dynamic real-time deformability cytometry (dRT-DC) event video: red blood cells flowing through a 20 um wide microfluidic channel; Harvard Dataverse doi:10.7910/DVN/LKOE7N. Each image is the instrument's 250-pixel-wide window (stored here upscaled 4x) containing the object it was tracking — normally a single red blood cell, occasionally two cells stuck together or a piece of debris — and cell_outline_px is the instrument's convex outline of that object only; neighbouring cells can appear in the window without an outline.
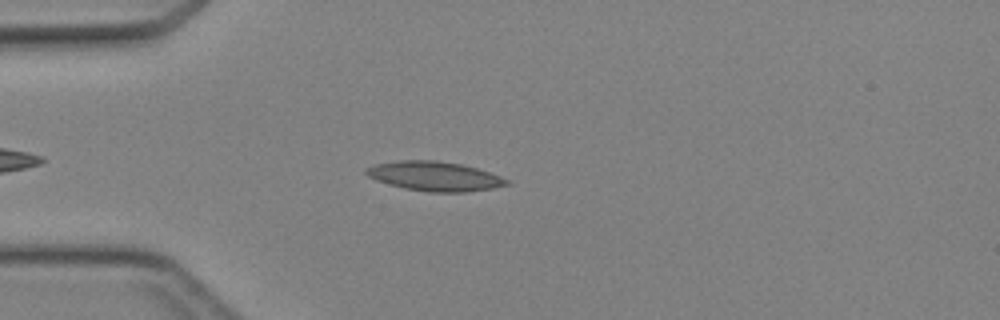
{"species": "Egyptian fruit bat (a non-hibernating species)", "species_latin": "Rousettus aegyptiacus", "temperature_condition": "cold", "stored_images_in_passage": 37, "camera_frame_rate_fps": 3000, "um_per_image_px": 0.085, "animal": {"sex": "female"}, "frame": {"image": 1, "passage_image": 7, "time_ms": 2.0, "image_size_px": [1000, 320], "cell_outline_px": [[512, 184], [492, 188], [464, 192], [428, 192], [404, 188], [376, 180], [368, 176], [364, 172], [364, 168], [376, 164], [400, 160], [436, 160], [460, 164], [476, 168], [500, 176], [508, 180]], "centroid_in_image_um": [36.92, 14.98], "position_along_channel_um": 48.1, "area_um2": 23.99}}
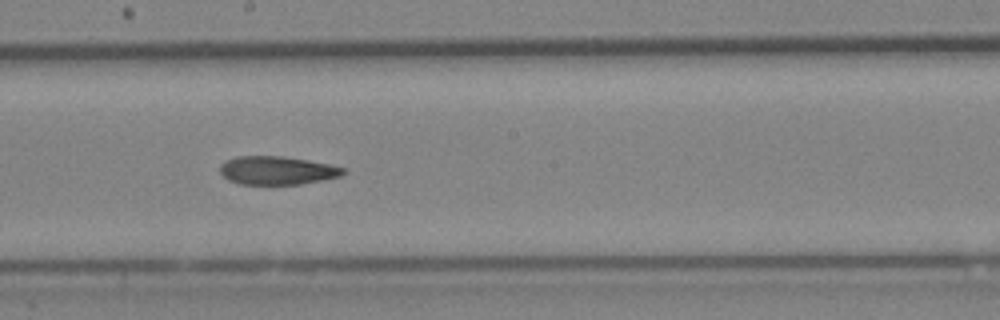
{"frame": {"image": 2, "passage_image": 20, "time_ms": 6.333, "image_size_px": [1000, 320], "cell_outline_px": [[348, 172], [340, 176], [300, 184], [240, 184], [228, 180], [220, 172], [220, 164], [224, 160], [236, 156], [280, 156], [308, 160], [348, 168]], "centroid_in_image_um": [23.55, 14.48], "position_along_channel_um": 224.6, "area_um2": 20.46}}
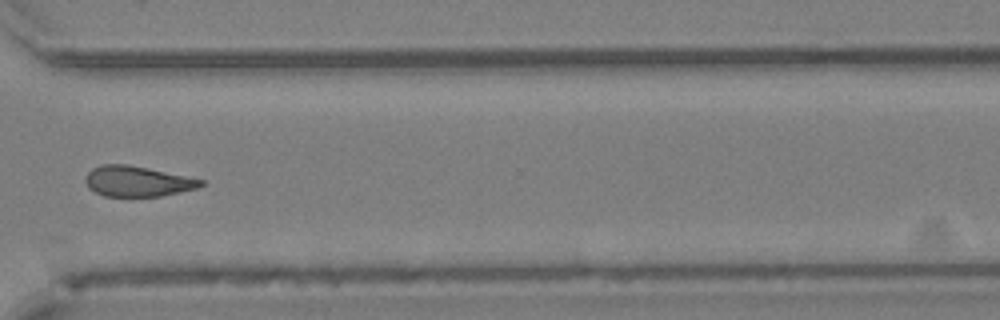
{"frame": {"image": 3, "passage_image": 29, "time_ms": 9.333, "image_size_px": [1000, 320], "cell_outline_px": [[204, 184], [196, 188], [160, 196], [104, 196], [88, 188], [84, 180], [84, 176], [92, 168], [100, 164], [128, 164], [148, 168], [204, 180]], "centroid_in_image_um": [11.62, 15.4], "position_along_channel_um": 359.0, "area_um2": 20.4}}